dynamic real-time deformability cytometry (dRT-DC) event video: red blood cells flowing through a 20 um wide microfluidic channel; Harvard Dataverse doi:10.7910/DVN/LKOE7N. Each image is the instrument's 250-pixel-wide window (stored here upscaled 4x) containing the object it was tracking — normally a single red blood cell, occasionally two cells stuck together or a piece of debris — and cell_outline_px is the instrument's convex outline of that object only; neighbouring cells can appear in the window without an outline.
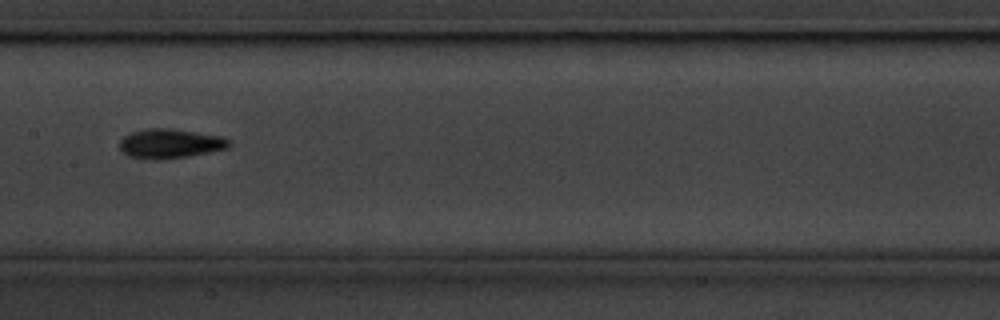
{"species": "common noctule bat (a hibernating species)", "species_latin": "Nyctalus noctula", "temperature_condition": "cold", "stored_images_in_passage": 6, "camera_frame_rate_fps": 3000, "um_per_image_px": 0.085, "animal": {"sex": "male", "body_mass_g": 20.1, "forearm_length_mm": 53.5}, "frame": {"image": 1, "passage_image": 4, "time_ms": 1.0, "image_size_px": [1000, 320], "cell_outline_px": [[232, 144], [228, 148], [188, 156], [152, 160], [128, 156], [120, 148], [120, 140], [124, 136], [132, 132], [148, 128], [172, 128], [224, 136]], "centroid_in_image_um": [14.48, 12.19], "position_along_channel_um": 192.9, "area_um2": 18.79}}
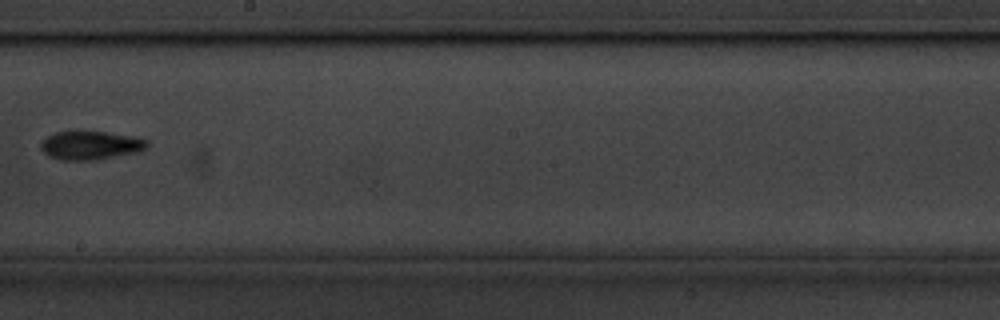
{"frame": {"image": 2, "passage_image": 5, "time_ms": 1.333, "image_size_px": [1000, 320], "cell_outline_px": [[148, 144], [144, 148], [136, 152], [96, 160], [60, 160], [48, 156], [40, 148], [40, 144], [48, 136], [56, 132], [76, 128], [132, 136], [148, 140]], "centroid_in_image_um": [7.63, 12.32], "position_along_channel_um": 240.6, "area_um2": 18.09}}